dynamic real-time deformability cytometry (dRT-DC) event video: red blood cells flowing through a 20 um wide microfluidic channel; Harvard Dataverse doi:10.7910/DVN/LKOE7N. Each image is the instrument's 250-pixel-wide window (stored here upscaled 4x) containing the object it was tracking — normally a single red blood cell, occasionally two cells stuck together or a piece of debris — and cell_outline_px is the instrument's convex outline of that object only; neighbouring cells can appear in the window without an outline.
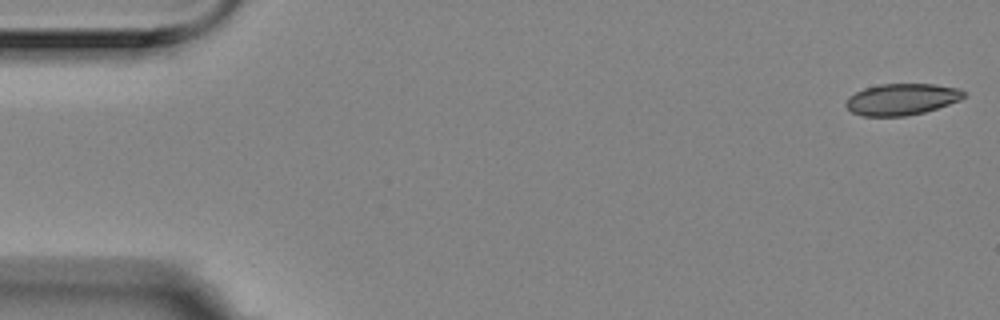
{"species": "Egyptian fruit bat (a non-hibernating species)", "species_latin": "Rousettus aegyptiacus", "temperature_condition": "room temperature", "stored_images_in_passage": 10, "camera_frame_rate_fps": 3000, "um_per_image_px": 0.085, "animal": {"sex": "female"}, "frame": {"image": 1, "passage_image": 1, "time_ms": 0.0, "image_size_px": [1000, 320], "cell_outline_px": [[964, 96], [960, 100], [924, 112], [904, 116], [864, 116], [852, 112], [844, 104], [848, 96], [864, 88], [880, 84], [936, 84], [960, 88], [964, 92]], "centroid_in_image_um": [76.63, 8.43], "position_along_channel_um": 8.4, "area_um2": 21.56}}